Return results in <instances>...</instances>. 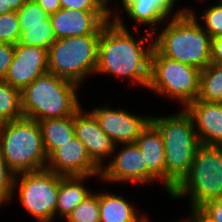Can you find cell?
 Returning a JSON list of instances; mask_svg holds the SVG:
<instances>
[{"mask_svg": "<svg viewBox=\"0 0 222 222\" xmlns=\"http://www.w3.org/2000/svg\"><path fill=\"white\" fill-rule=\"evenodd\" d=\"M101 32L98 44V62L95 73H105L136 81L148 87L150 79L151 55L154 49L153 32L141 38H134L126 28L118 13ZM148 40L150 43H145ZM148 44V45H147ZM148 46V48L146 47Z\"/></svg>", "mask_w": 222, "mask_h": 222, "instance_id": "cell-1", "label": "cell"}, {"mask_svg": "<svg viewBox=\"0 0 222 222\" xmlns=\"http://www.w3.org/2000/svg\"><path fill=\"white\" fill-rule=\"evenodd\" d=\"M193 10L182 8L153 38L154 48L169 59L204 70L211 64V37L200 26Z\"/></svg>", "mask_w": 222, "mask_h": 222, "instance_id": "cell-2", "label": "cell"}, {"mask_svg": "<svg viewBox=\"0 0 222 222\" xmlns=\"http://www.w3.org/2000/svg\"><path fill=\"white\" fill-rule=\"evenodd\" d=\"M164 142L166 161V192L181 182L191 169L197 148L201 145L192 116L183 109L166 117H151Z\"/></svg>", "mask_w": 222, "mask_h": 222, "instance_id": "cell-3", "label": "cell"}, {"mask_svg": "<svg viewBox=\"0 0 222 222\" xmlns=\"http://www.w3.org/2000/svg\"><path fill=\"white\" fill-rule=\"evenodd\" d=\"M77 87L47 72L21 91L23 117L41 121L74 115L81 108Z\"/></svg>", "mask_w": 222, "mask_h": 222, "instance_id": "cell-4", "label": "cell"}, {"mask_svg": "<svg viewBox=\"0 0 222 222\" xmlns=\"http://www.w3.org/2000/svg\"><path fill=\"white\" fill-rule=\"evenodd\" d=\"M0 154L15 175L45 169L48 158L39 122L21 117L0 124Z\"/></svg>", "mask_w": 222, "mask_h": 222, "instance_id": "cell-5", "label": "cell"}, {"mask_svg": "<svg viewBox=\"0 0 222 222\" xmlns=\"http://www.w3.org/2000/svg\"><path fill=\"white\" fill-rule=\"evenodd\" d=\"M169 195L175 199L188 195L190 208H200L208 201L222 199V146L201 144L191 169Z\"/></svg>", "mask_w": 222, "mask_h": 222, "instance_id": "cell-6", "label": "cell"}, {"mask_svg": "<svg viewBox=\"0 0 222 222\" xmlns=\"http://www.w3.org/2000/svg\"><path fill=\"white\" fill-rule=\"evenodd\" d=\"M100 36L57 39L48 49V72L79 85L96 71Z\"/></svg>", "mask_w": 222, "mask_h": 222, "instance_id": "cell-7", "label": "cell"}, {"mask_svg": "<svg viewBox=\"0 0 222 222\" xmlns=\"http://www.w3.org/2000/svg\"><path fill=\"white\" fill-rule=\"evenodd\" d=\"M200 72L194 66L163 56L154 48L147 88L162 96L175 98L185 109L198 98Z\"/></svg>", "mask_w": 222, "mask_h": 222, "instance_id": "cell-8", "label": "cell"}, {"mask_svg": "<svg viewBox=\"0 0 222 222\" xmlns=\"http://www.w3.org/2000/svg\"><path fill=\"white\" fill-rule=\"evenodd\" d=\"M60 180L61 175L45 168L15 175L13 188L14 191L19 188V201L33 218L39 222H52L57 215Z\"/></svg>", "mask_w": 222, "mask_h": 222, "instance_id": "cell-9", "label": "cell"}, {"mask_svg": "<svg viewBox=\"0 0 222 222\" xmlns=\"http://www.w3.org/2000/svg\"><path fill=\"white\" fill-rule=\"evenodd\" d=\"M110 11H84L61 8L49 15L56 39L82 35H101L111 21Z\"/></svg>", "mask_w": 222, "mask_h": 222, "instance_id": "cell-10", "label": "cell"}, {"mask_svg": "<svg viewBox=\"0 0 222 222\" xmlns=\"http://www.w3.org/2000/svg\"><path fill=\"white\" fill-rule=\"evenodd\" d=\"M48 50L15 44V52L4 81L22 91L38 77L48 72Z\"/></svg>", "mask_w": 222, "mask_h": 222, "instance_id": "cell-11", "label": "cell"}, {"mask_svg": "<svg viewBox=\"0 0 222 222\" xmlns=\"http://www.w3.org/2000/svg\"><path fill=\"white\" fill-rule=\"evenodd\" d=\"M91 112L115 145L135 143L151 119V116H137L125 109L114 110L109 106L95 108Z\"/></svg>", "mask_w": 222, "mask_h": 222, "instance_id": "cell-12", "label": "cell"}, {"mask_svg": "<svg viewBox=\"0 0 222 222\" xmlns=\"http://www.w3.org/2000/svg\"><path fill=\"white\" fill-rule=\"evenodd\" d=\"M46 169L61 176H100L101 169L92 161L85 145L74 136L60 145L47 160Z\"/></svg>", "mask_w": 222, "mask_h": 222, "instance_id": "cell-13", "label": "cell"}, {"mask_svg": "<svg viewBox=\"0 0 222 222\" xmlns=\"http://www.w3.org/2000/svg\"><path fill=\"white\" fill-rule=\"evenodd\" d=\"M75 136L85 145L92 161L100 168L103 159L112 157L117 145L101 129L92 112L82 111V107L74 114Z\"/></svg>", "mask_w": 222, "mask_h": 222, "instance_id": "cell-14", "label": "cell"}, {"mask_svg": "<svg viewBox=\"0 0 222 222\" xmlns=\"http://www.w3.org/2000/svg\"><path fill=\"white\" fill-rule=\"evenodd\" d=\"M100 178L110 182H147V165L136 143L123 144L113 159L101 169Z\"/></svg>", "mask_w": 222, "mask_h": 222, "instance_id": "cell-15", "label": "cell"}, {"mask_svg": "<svg viewBox=\"0 0 222 222\" xmlns=\"http://www.w3.org/2000/svg\"><path fill=\"white\" fill-rule=\"evenodd\" d=\"M185 110L192 116L200 144L222 146V102L196 99Z\"/></svg>", "mask_w": 222, "mask_h": 222, "instance_id": "cell-16", "label": "cell"}, {"mask_svg": "<svg viewBox=\"0 0 222 222\" xmlns=\"http://www.w3.org/2000/svg\"><path fill=\"white\" fill-rule=\"evenodd\" d=\"M135 143L142 152L144 163L147 165V183L156 180L163 181L166 189L165 149L159 130L149 122Z\"/></svg>", "mask_w": 222, "mask_h": 222, "instance_id": "cell-17", "label": "cell"}, {"mask_svg": "<svg viewBox=\"0 0 222 222\" xmlns=\"http://www.w3.org/2000/svg\"><path fill=\"white\" fill-rule=\"evenodd\" d=\"M122 7L130 18L139 24L149 25L150 29L156 24L169 20L176 0H122Z\"/></svg>", "mask_w": 222, "mask_h": 222, "instance_id": "cell-18", "label": "cell"}, {"mask_svg": "<svg viewBox=\"0 0 222 222\" xmlns=\"http://www.w3.org/2000/svg\"><path fill=\"white\" fill-rule=\"evenodd\" d=\"M100 222H147L148 218L137 215L136 208L122 196L99 194Z\"/></svg>", "mask_w": 222, "mask_h": 222, "instance_id": "cell-19", "label": "cell"}, {"mask_svg": "<svg viewBox=\"0 0 222 222\" xmlns=\"http://www.w3.org/2000/svg\"><path fill=\"white\" fill-rule=\"evenodd\" d=\"M87 178L89 176H61L56 208L60 220L66 219L72 210L91 194L83 185Z\"/></svg>", "mask_w": 222, "mask_h": 222, "instance_id": "cell-20", "label": "cell"}, {"mask_svg": "<svg viewBox=\"0 0 222 222\" xmlns=\"http://www.w3.org/2000/svg\"><path fill=\"white\" fill-rule=\"evenodd\" d=\"M47 158L75 136L74 115L38 121Z\"/></svg>", "mask_w": 222, "mask_h": 222, "instance_id": "cell-21", "label": "cell"}, {"mask_svg": "<svg viewBox=\"0 0 222 222\" xmlns=\"http://www.w3.org/2000/svg\"><path fill=\"white\" fill-rule=\"evenodd\" d=\"M197 100L222 102V63H211L201 70Z\"/></svg>", "mask_w": 222, "mask_h": 222, "instance_id": "cell-22", "label": "cell"}, {"mask_svg": "<svg viewBox=\"0 0 222 222\" xmlns=\"http://www.w3.org/2000/svg\"><path fill=\"white\" fill-rule=\"evenodd\" d=\"M21 35L19 42L23 45L40 47L48 50L57 40L50 18L43 21V24L20 25Z\"/></svg>", "mask_w": 222, "mask_h": 222, "instance_id": "cell-23", "label": "cell"}, {"mask_svg": "<svg viewBox=\"0 0 222 222\" xmlns=\"http://www.w3.org/2000/svg\"><path fill=\"white\" fill-rule=\"evenodd\" d=\"M23 117L21 91L0 80V124Z\"/></svg>", "mask_w": 222, "mask_h": 222, "instance_id": "cell-24", "label": "cell"}, {"mask_svg": "<svg viewBox=\"0 0 222 222\" xmlns=\"http://www.w3.org/2000/svg\"><path fill=\"white\" fill-rule=\"evenodd\" d=\"M65 220L67 222H100L99 194L88 195Z\"/></svg>", "mask_w": 222, "mask_h": 222, "instance_id": "cell-25", "label": "cell"}, {"mask_svg": "<svg viewBox=\"0 0 222 222\" xmlns=\"http://www.w3.org/2000/svg\"><path fill=\"white\" fill-rule=\"evenodd\" d=\"M21 28L17 12L11 11L0 15V43L17 44Z\"/></svg>", "mask_w": 222, "mask_h": 222, "instance_id": "cell-26", "label": "cell"}, {"mask_svg": "<svg viewBox=\"0 0 222 222\" xmlns=\"http://www.w3.org/2000/svg\"><path fill=\"white\" fill-rule=\"evenodd\" d=\"M17 15L20 25L43 24V21L49 18V14L34 0H27L19 9Z\"/></svg>", "mask_w": 222, "mask_h": 222, "instance_id": "cell-27", "label": "cell"}, {"mask_svg": "<svg viewBox=\"0 0 222 222\" xmlns=\"http://www.w3.org/2000/svg\"><path fill=\"white\" fill-rule=\"evenodd\" d=\"M217 5H212L204 10L203 21L205 27L202 28L210 35L211 38L222 34V1Z\"/></svg>", "mask_w": 222, "mask_h": 222, "instance_id": "cell-28", "label": "cell"}, {"mask_svg": "<svg viewBox=\"0 0 222 222\" xmlns=\"http://www.w3.org/2000/svg\"><path fill=\"white\" fill-rule=\"evenodd\" d=\"M14 178L15 174L9 169L0 154V206L13 196Z\"/></svg>", "mask_w": 222, "mask_h": 222, "instance_id": "cell-29", "label": "cell"}, {"mask_svg": "<svg viewBox=\"0 0 222 222\" xmlns=\"http://www.w3.org/2000/svg\"><path fill=\"white\" fill-rule=\"evenodd\" d=\"M110 0H60L61 8L84 11H110Z\"/></svg>", "mask_w": 222, "mask_h": 222, "instance_id": "cell-30", "label": "cell"}, {"mask_svg": "<svg viewBox=\"0 0 222 222\" xmlns=\"http://www.w3.org/2000/svg\"><path fill=\"white\" fill-rule=\"evenodd\" d=\"M15 52V45L9 43H0V80L6 77L9 66L12 63Z\"/></svg>", "mask_w": 222, "mask_h": 222, "instance_id": "cell-31", "label": "cell"}, {"mask_svg": "<svg viewBox=\"0 0 222 222\" xmlns=\"http://www.w3.org/2000/svg\"><path fill=\"white\" fill-rule=\"evenodd\" d=\"M200 208L216 222H222V199L208 201Z\"/></svg>", "mask_w": 222, "mask_h": 222, "instance_id": "cell-32", "label": "cell"}, {"mask_svg": "<svg viewBox=\"0 0 222 222\" xmlns=\"http://www.w3.org/2000/svg\"><path fill=\"white\" fill-rule=\"evenodd\" d=\"M211 63H222V34L211 38Z\"/></svg>", "mask_w": 222, "mask_h": 222, "instance_id": "cell-33", "label": "cell"}, {"mask_svg": "<svg viewBox=\"0 0 222 222\" xmlns=\"http://www.w3.org/2000/svg\"><path fill=\"white\" fill-rule=\"evenodd\" d=\"M43 10L51 15L61 9L60 0H34Z\"/></svg>", "mask_w": 222, "mask_h": 222, "instance_id": "cell-34", "label": "cell"}, {"mask_svg": "<svg viewBox=\"0 0 222 222\" xmlns=\"http://www.w3.org/2000/svg\"><path fill=\"white\" fill-rule=\"evenodd\" d=\"M191 217L184 222H216L209 217L201 208H191Z\"/></svg>", "mask_w": 222, "mask_h": 222, "instance_id": "cell-35", "label": "cell"}, {"mask_svg": "<svg viewBox=\"0 0 222 222\" xmlns=\"http://www.w3.org/2000/svg\"><path fill=\"white\" fill-rule=\"evenodd\" d=\"M27 0H5V9H11L18 12Z\"/></svg>", "mask_w": 222, "mask_h": 222, "instance_id": "cell-36", "label": "cell"}, {"mask_svg": "<svg viewBox=\"0 0 222 222\" xmlns=\"http://www.w3.org/2000/svg\"><path fill=\"white\" fill-rule=\"evenodd\" d=\"M11 11V9H5V0H0V15Z\"/></svg>", "mask_w": 222, "mask_h": 222, "instance_id": "cell-37", "label": "cell"}]
</instances>
